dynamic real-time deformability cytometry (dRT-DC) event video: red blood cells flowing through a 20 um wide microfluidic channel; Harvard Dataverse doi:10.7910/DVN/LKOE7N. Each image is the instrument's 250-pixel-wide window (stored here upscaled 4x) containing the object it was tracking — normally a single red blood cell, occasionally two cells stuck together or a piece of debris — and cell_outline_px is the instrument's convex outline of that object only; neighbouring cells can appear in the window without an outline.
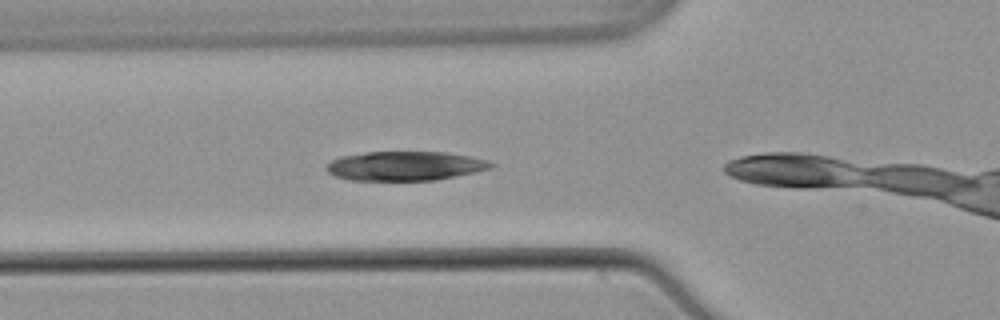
{"species": "common noctule bat (a hibernating species)", "species_latin": "Nyctalus noctula", "temperature_condition": "warm", "stored_images_in_passage": 23, "camera_frame_rate_fps": 3000, "um_per_image_px": 0.085, "animal": {"sex": "male", "body_mass_g": 21.5, "forearm_length_mm": 52.0}, "frame": {"image": 1, "passage_image": 4, "time_ms": 1.0, "image_size_px": [1000, 320], "cell_outline_px": [[496, 164], [488, 168], [472, 172], [436, 180], [348, 180], [336, 176], [328, 172], [324, 168], [332, 160], [340, 156], [364, 152], [444, 152], [468, 156], [488, 160]], "centroid_in_image_um": [34.37, 14.1], "position_along_channel_um": 91.4, "area_um2": 27.8}}